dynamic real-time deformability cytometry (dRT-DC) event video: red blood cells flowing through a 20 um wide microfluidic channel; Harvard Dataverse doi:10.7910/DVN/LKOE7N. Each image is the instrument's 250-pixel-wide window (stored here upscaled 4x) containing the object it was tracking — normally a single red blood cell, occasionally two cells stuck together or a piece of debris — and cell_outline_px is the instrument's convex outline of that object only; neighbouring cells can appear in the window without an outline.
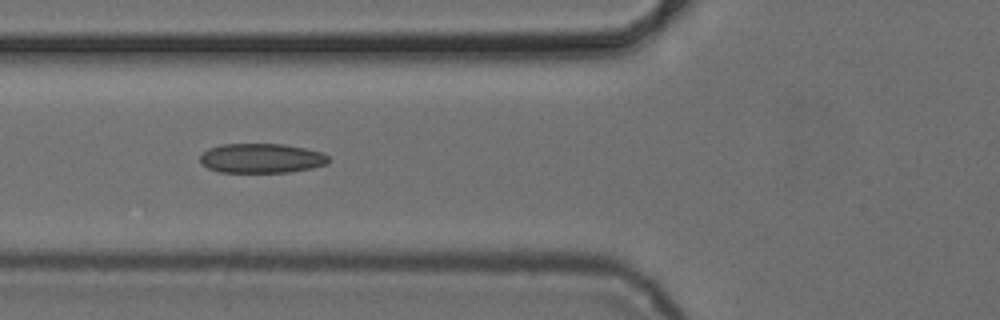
{"species": "common noctule bat (a hibernating species)", "species_latin": "Nyctalus noctula", "temperature_condition": "cold", "stored_images_in_passage": 4, "camera_frame_rate_fps": 3000, "um_per_image_px": 0.085, "animal": {"sex": "female", "body_mass_g": 24.6, "forearm_length_mm": 56.2}, "frame": {"image": 1, "passage_image": 2, "time_ms": 1.0, "image_size_px": [1000, 320], "cell_outline_px": [[328, 164], [312, 168], [288, 172], [220, 172], [208, 168], [200, 164], [200, 156], [208, 148], [224, 144], [284, 144], [324, 152], [328, 156]], "centroid_in_image_um": [22.23, 13.45], "position_along_channel_um": 103.6, "area_um2": 22.2}}
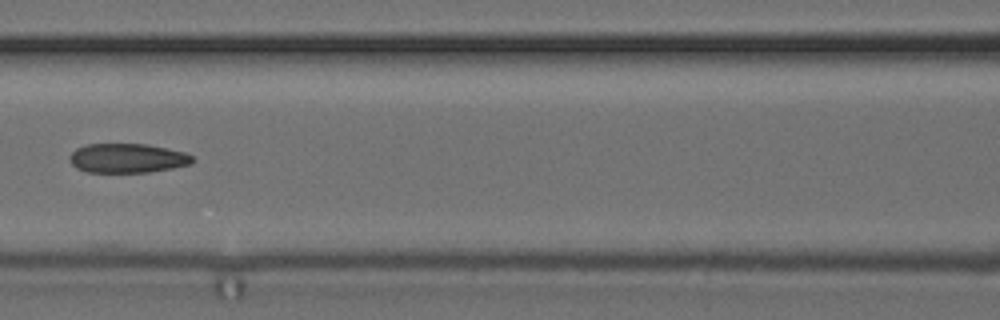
{"frame": {"image": 2, "passage_image": 3, "time_ms": 2.333, "image_size_px": [1000, 320], "cell_outline_px": [[196, 160], [192, 164], [172, 168], [148, 172], [88, 172], [76, 168], [68, 160], [68, 156], [76, 148], [88, 144], [148, 144], [184, 152], [192, 156]], "centroid_in_image_um": [10.82, 13.44], "position_along_channel_um": 155.8, "area_um2": 21.1}}